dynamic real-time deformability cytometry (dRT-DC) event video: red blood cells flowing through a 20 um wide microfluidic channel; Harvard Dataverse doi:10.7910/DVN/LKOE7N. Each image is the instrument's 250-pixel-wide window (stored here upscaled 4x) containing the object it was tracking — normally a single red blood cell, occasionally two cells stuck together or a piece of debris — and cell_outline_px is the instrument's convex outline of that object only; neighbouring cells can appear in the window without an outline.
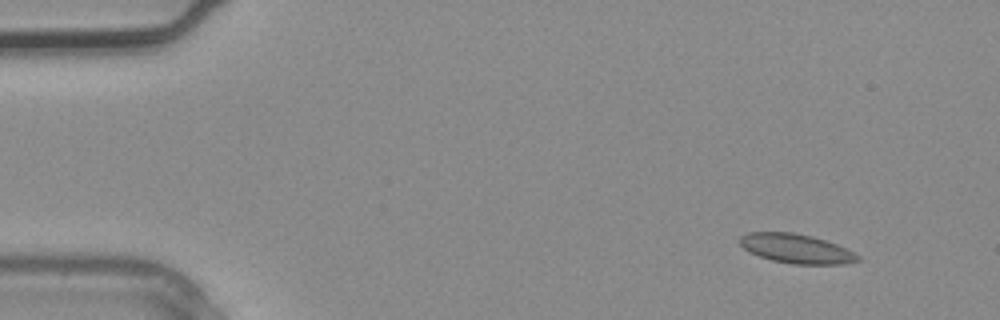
{"species": "common noctule bat (a hibernating species)", "species_latin": "Nyctalus noctula", "temperature_condition": "warm", "stored_images_in_passage": 3, "camera_frame_rate_fps": 3000, "um_per_image_px": 0.085, "animal": {"sex": "male", "body_mass_g": 20.4}, "frame": {"image": 1, "passage_image": 1, "time_ms": 0.0, "image_size_px": [1000, 320], "cell_outline_px": [[860, 260], [844, 264], [792, 264], [772, 260], [748, 252], [740, 244], [740, 236], [748, 232], [792, 232], [812, 236], [836, 244], [860, 256]], "centroid_in_image_um": [67.66, 21.13], "position_along_channel_um": 17.3, "area_um2": 20.0}}